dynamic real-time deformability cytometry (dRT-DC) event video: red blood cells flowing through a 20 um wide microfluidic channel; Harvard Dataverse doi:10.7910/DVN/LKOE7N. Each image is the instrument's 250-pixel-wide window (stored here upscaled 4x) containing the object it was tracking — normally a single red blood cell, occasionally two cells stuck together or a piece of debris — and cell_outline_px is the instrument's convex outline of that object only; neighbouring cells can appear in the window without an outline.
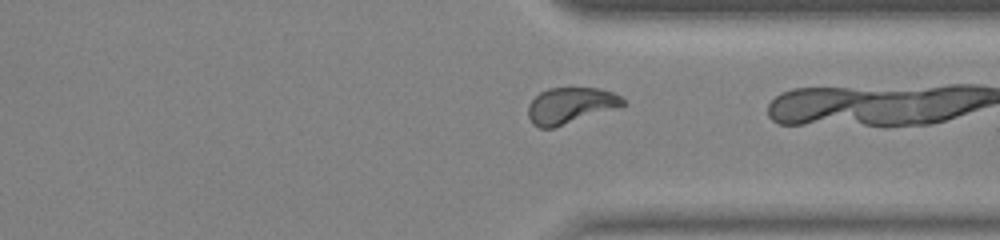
{"species": "common noctule bat (a hibernating species)", "species_latin": "Nyctalus noctula", "temperature_condition": "warm", "stored_images_in_passage": 35, "camera_frame_rate_fps": 3000, "um_per_image_px": 0.085, "animal": {"sex": "female", "body_mass_g": 23.0, "forearm_length_mm": 53.4}, "frame": {"image": 1, "passage_image": 34, "time_ms": 11.0, "image_size_px": [1000, 240], "cell_outline_px": [[628, 104], [620, 108], [552, 128], [540, 128], [532, 124], [528, 116], [528, 104], [540, 92], [548, 88], [600, 88], [612, 92], [620, 96]], "centroid_in_image_um": [48.52, 8.97], "position_along_channel_um": 362.9, "area_um2": 20.17}}